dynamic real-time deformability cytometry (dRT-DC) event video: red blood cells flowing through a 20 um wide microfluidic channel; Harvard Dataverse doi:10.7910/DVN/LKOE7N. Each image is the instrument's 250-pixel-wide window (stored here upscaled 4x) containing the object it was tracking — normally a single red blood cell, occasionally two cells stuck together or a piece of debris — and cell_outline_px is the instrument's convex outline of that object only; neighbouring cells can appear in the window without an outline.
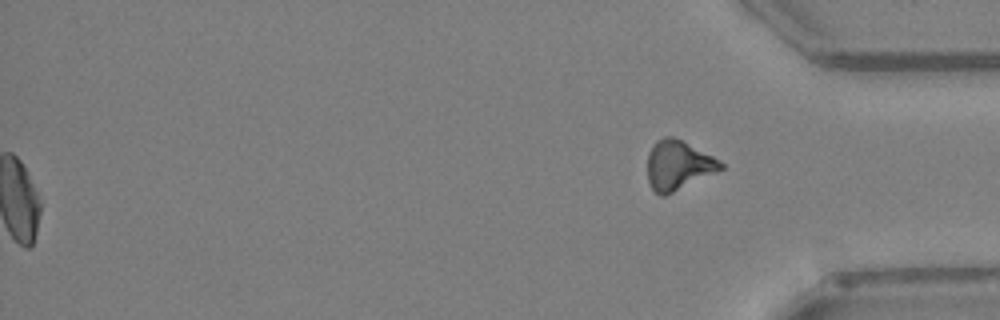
{"species": "Egyptian fruit bat (a non-hibernating species)", "species_latin": "Rousettus aegyptiacus", "temperature_condition": "warm", "stored_images_in_passage": 37, "segment_of_instrument_passage": [2, 2], "camera_frame_rate_fps": 3000, "um_per_image_px": 0.085, "animal": {"sex": "female"}, "frame": {"image": 1, "passage_image": 37, "time_ms": 12.0, "image_size_px": [1000, 320], "cell_outline_px": [[724, 168], [716, 172], [664, 196], [660, 196], [652, 188], [648, 180], [648, 152], [656, 140], [664, 136], [672, 136], [712, 156], [724, 164]], "centroid_in_image_um": [57.62, 14.04], "position_along_channel_um": 377.6, "area_um2": 20.69}}